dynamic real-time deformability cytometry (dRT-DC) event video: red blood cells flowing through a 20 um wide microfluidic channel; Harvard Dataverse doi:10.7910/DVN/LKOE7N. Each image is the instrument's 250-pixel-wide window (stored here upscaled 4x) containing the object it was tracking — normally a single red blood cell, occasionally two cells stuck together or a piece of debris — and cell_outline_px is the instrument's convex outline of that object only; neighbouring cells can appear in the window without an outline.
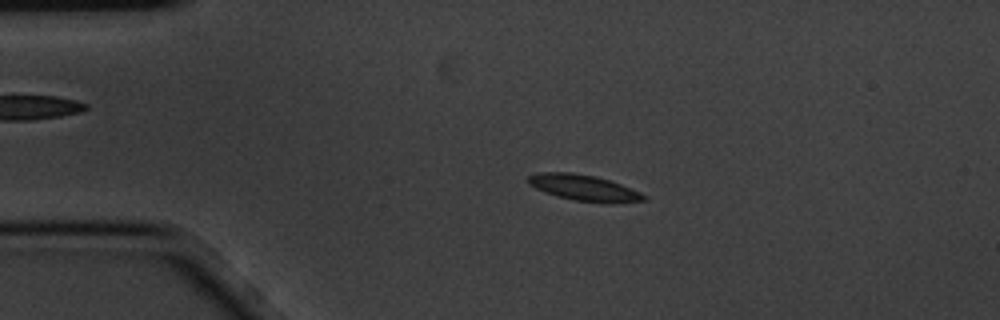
{"species": "common noctule bat (a hibernating species)", "species_latin": "Nyctalus noctula", "temperature_condition": "cold", "stored_images_in_passage": 9, "camera_frame_rate_fps": 3000, "um_per_image_px": 0.085, "animal": {"sex": "male", "body_mass_g": 20.1, "forearm_length_mm": 53.5}, "frame": {"image": 1, "passage_image": 3, "time_ms": 0.667, "image_size_px": [1000, 320], "cell_outline_px": [[648, 200], [612, 204], [572, 200], [544, 192], [528, 184], [528, 176], [540, 172], [572, 172], [596, 176], [620, 184], [640, 192], [648, 196]], "centroid_in_image_um": [49.67, 15.97], "position_along_channel_um": 35.3, "area_um2": 17.69}}
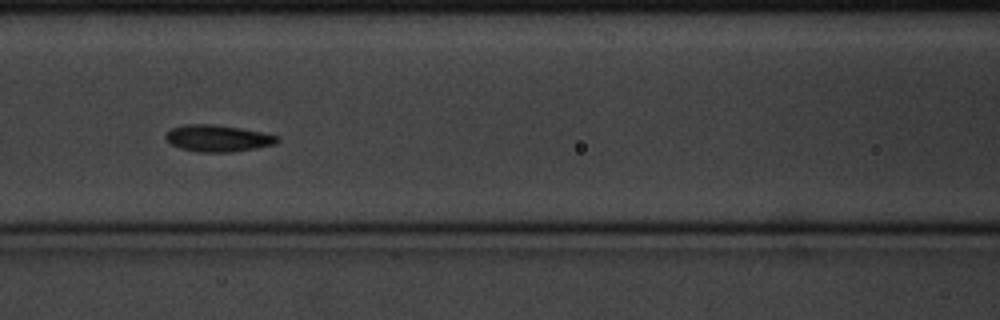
{"frame": {"image": 2, "passage_image": 6, "time_ms": 1.667, "image_size_px": [1000, 320], "cell_outline_px": [[280, 140], [276, 144], [256, 148], [232, 152], [196, 152], [180, 148], [172, 144], [164, 136], [172, 128], [184, 124], [212, 124], [240, 128], [280, 136]], "centroid_in_image_um": [18.54, 11.76], "position_along_channel_um": 148.1, "area_um2": 17.34}}
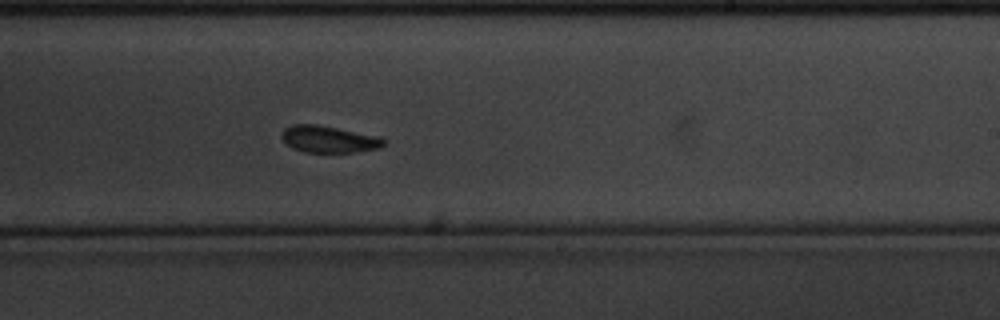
{"frame": {"image": 3, "passage_image": 9, "time_ms": 2.667, "image_size_px": [1000, 320], "cell_outline_px": [[388, 140], [380, 148], [356, 152], [304, 152], [292, 148], [280, 136], [280, 132], [284, 128], [292, 124], [316, 124], [380, 136]], "centroid_in_image_um": [27.96, 11.83], "position_along_channel_um": 261.0, "area_um2": 16.13}}